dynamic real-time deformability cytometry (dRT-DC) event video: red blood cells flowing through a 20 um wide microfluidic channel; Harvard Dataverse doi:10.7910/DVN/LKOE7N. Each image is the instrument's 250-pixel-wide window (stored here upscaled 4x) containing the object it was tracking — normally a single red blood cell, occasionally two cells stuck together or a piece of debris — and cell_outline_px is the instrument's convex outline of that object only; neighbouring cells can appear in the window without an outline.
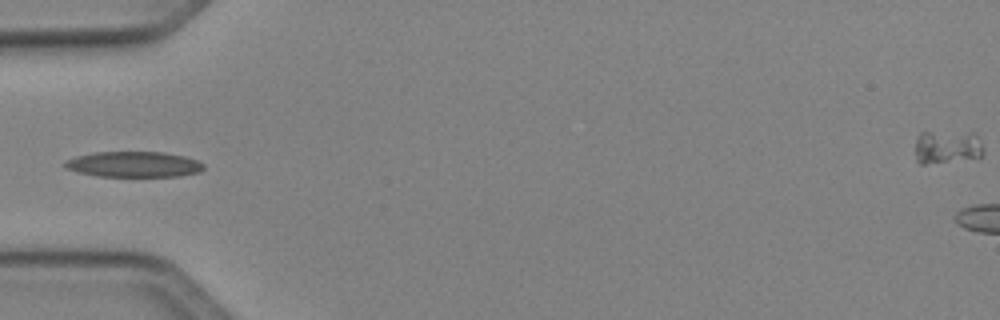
{"species": "Egyptian fruit bat (a non-hibernating species)", "species_latin": "Rousettus aegyptiacus", "temperature_condition": "cold", "stored_images_in_passage": 28, "camera_frame_rate_fps": 3000, "um_per_image_px": 0.085, "animal": {"sex": "female"}, "frame": {"image": 1, "passage_image": 1, "time_ms": 0.0, "image_size_px": [1000, 320], "cell_outline_px": [[204, 168], [200, 172], [180, 176], [96, 176], [76, 172], [64, 168], [64, 160], [76, 156], [92, 152], [164, 152], [184, 156], [196, 160], [204, 164]], "centroid_in_image_um": [11.33, 13.97], "position_along_channel_um": 73.7, "area_um2": 20.87}}
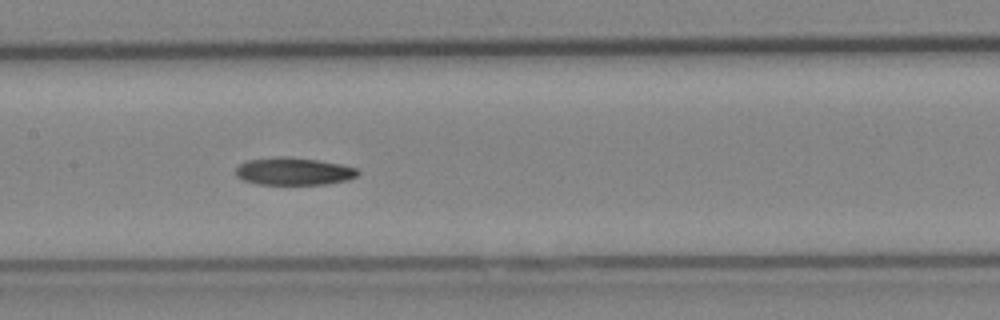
{"frame": {"image": 2, "passage_image": 9, "time_ms": 2.667, "image_size_px": [1000, 320], "cell_outline_px": [[360, 172], [356, 176], [348, 180], [328, 184], [256, 184], [244, 180], [236, 176], [236, 168], [240, 164], [248, 160], [280, 156], [316, 160], [340, 164], [356, 168]], "centroid_in_image_um": [24.96, 14.57], "position_along_channel_um": 182.4, "area_um2": 19.42}}
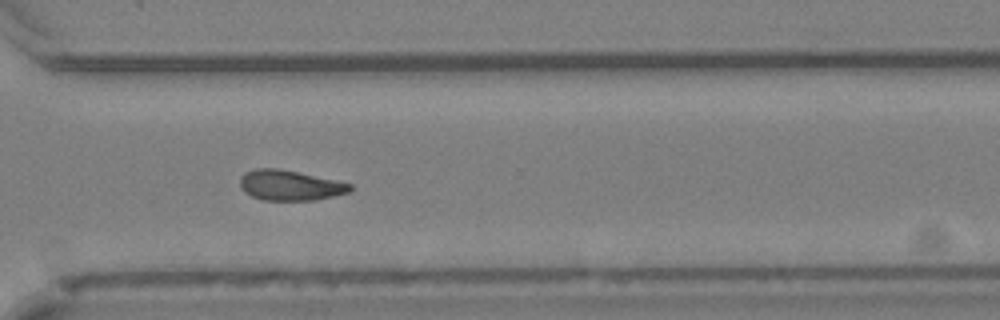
{"frame": {"image": 3, "passage_image": 21, "time_ms": 6.667, "image_size_px": [1000, 320], "cell_outline_px": [[352, 188], [348, 192], [316, 200], [264, 200], [252, 196], [244, 192], [240, 188], [240, 176], [244, 172], [256, 168], [276, 168], [336, 180], [352, 184]], "centroid_in_image_um": [24.6, 15.75], "position_along_channel_um": 346.0, "area_um2": 19.31}}